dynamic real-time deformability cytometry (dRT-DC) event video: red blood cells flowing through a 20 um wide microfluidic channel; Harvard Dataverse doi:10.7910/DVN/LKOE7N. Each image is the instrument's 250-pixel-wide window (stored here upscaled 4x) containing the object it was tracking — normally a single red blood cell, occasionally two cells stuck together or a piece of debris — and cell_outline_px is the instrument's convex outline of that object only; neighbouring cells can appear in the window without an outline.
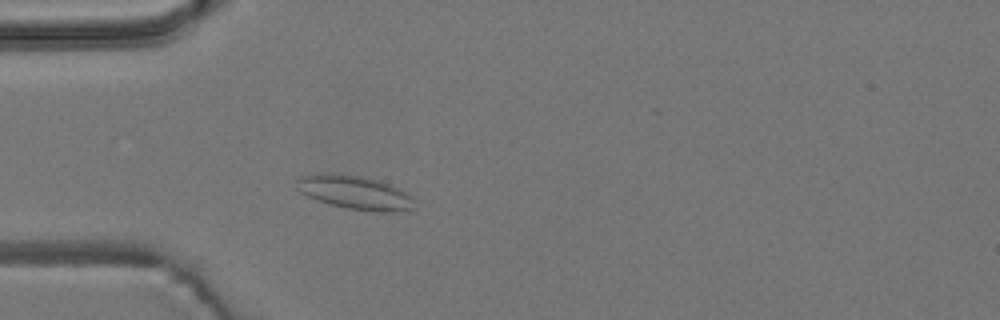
{"species": "common noctule bat (a hibernating species)", "species_latin": "Nyctalus noctula", "temperature_condition": "room temperature", "stored_images_in_passage": 44, "camera_frame_rate_fps": 3000, "um_per_image_px": 0.085, "animal": {"sex": "male", "body_mass_g": 19.2, "forearm_length_mm": 51.8}, "frame": {"image": 1, "passage_image": 6, "time_ms": 1.667, "image_size_px": [1000, 320], "cell_outline_px": [[412, 208], [392, 212], [372, 212], [348, 208], [316, 200], [300, 192], [296, 188], [296, 180], [300, 176], [316, 172], [340, 172], [380, 180], [412, 196]], "centroid_in_image_um": [30.07, 16.32], "position_along_channel_um": 54.9, "area_um2": 23.29}}
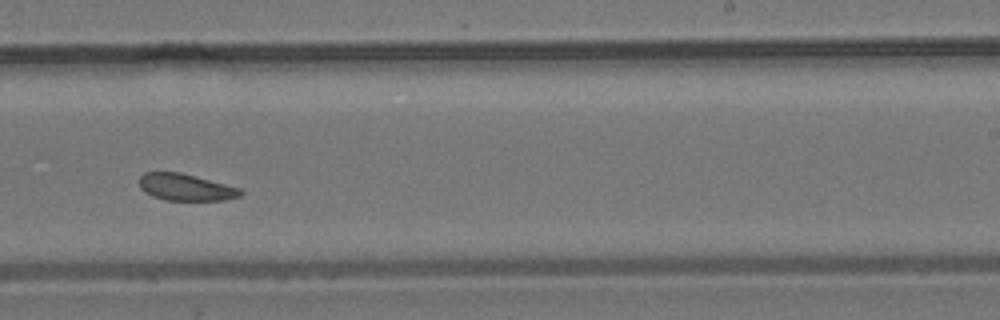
{"frame": {"image": 2, "passage_image": 24, "time_ms": 7.667, "image_size_px": [1000, 320], "cell_outline_px": [[244, 192], [240, 196], [224, 200], [164, 200], [152, 196], [144, 192], [140, 188], [140, 176], [144, 172], [180, 172], [196, 176], [240, 188]], "centroid_in_image_um": [15.77, 15.92], "position_along_channel_um": 273.2, "area_um2": 15.84}}
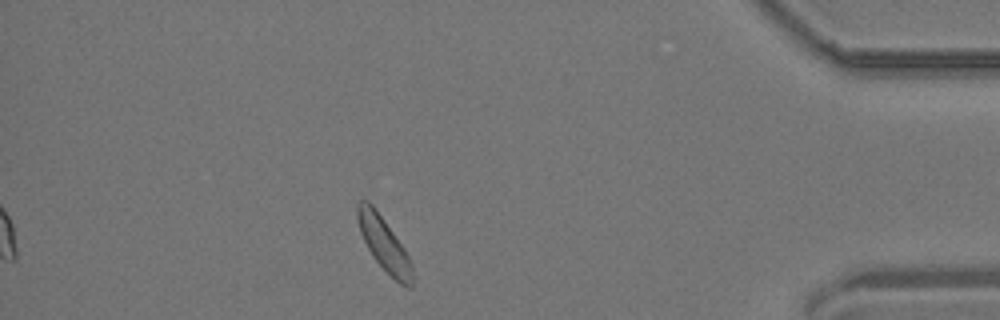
{"frame": {"image": 3, "passage_image": 38, "time_ms": 12.333, "image_size_px": [1000, 320], "cell_outline_px": [[412, 288], [408, 288], [400, 284], [372, 256], [360, 232], [356, 216], [356, 204], [360, 200], [368, 200], [372, 204], [404, 248], [412, 264]], "centroid_in_image_um": [32.62, 20.71], "position_along_channel_um": 402.6, "area_um2": 16.82}, "authors_computed_cell_mechanics": {"area_um2": 17.051, "velocity_mm_per_s": 3.7574, "shape_relaxation_time_tau1_ms": null, "shape_relaxation_time_tau2_ms": 5.3711, "deformation_change_tau1": null, "deformation_change_tau2": 0.1191}}